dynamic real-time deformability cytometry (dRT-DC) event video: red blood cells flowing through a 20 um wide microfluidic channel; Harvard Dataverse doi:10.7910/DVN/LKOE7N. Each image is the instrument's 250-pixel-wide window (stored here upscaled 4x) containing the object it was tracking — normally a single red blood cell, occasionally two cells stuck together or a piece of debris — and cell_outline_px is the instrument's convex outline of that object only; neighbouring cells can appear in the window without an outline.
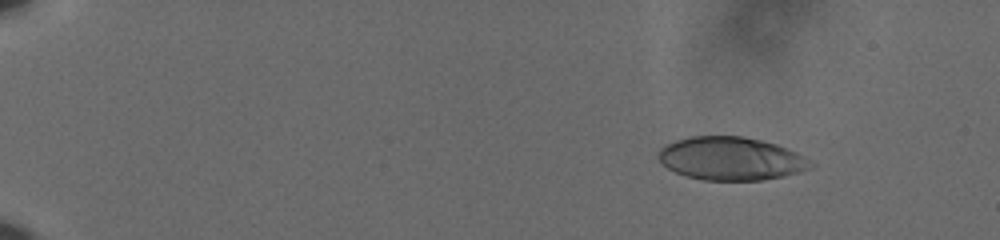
{"species": "human", "species_latin": "Homo sapiens", "temperature_condition": "cold", "stored_images_in_passage": 60, "camera_frame_rate_fps": 3000, "um_per_image_px": 0.085, "donor": {"sex": "male"}, "frame": {"image": 1, "passage_image": 9, "time_ms": 2.667, "image_size_px": [1000, 240], "cell_outline_px": [[816, 164], [800, 172], [784, 176], [760, 180], [704, 180], [684, 176], [660, 164], [656, 156], [656, 152], [660, 148], [676, 140], [692, 136], [744, 136], [776, 144], [796, 152]], "centroid_in_image_um": [62.09, 13.48], "position_along_channel_um": 22.9, "area_um2": 38.44}}
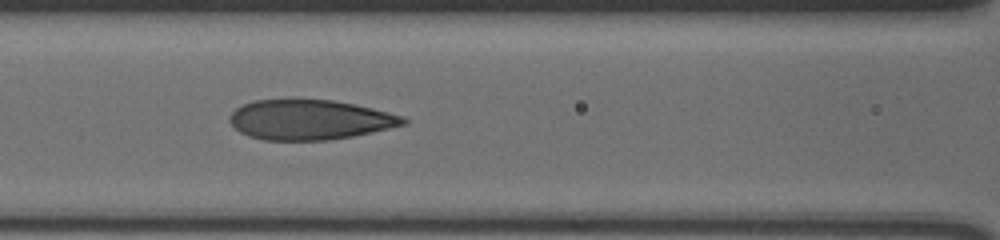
{"frame": {"image": 2, "passage_image": 30, "time_ms": 9.667, "image_size_px": [1000, 240], "cell_outline_px": [[408, 124], [352, 136], [328, 140], [264, 140], [248, 136], [240, 132], [228, 120], [232, 112], [236, 108], [252, 100], [292, 96], [332, 100], [372, 108], [404, 116], [408, 120]], "centroid_in_image_um": [26.29, 10.13], "position_along_channel_um": 140.3, "area_um2": 41.33}}
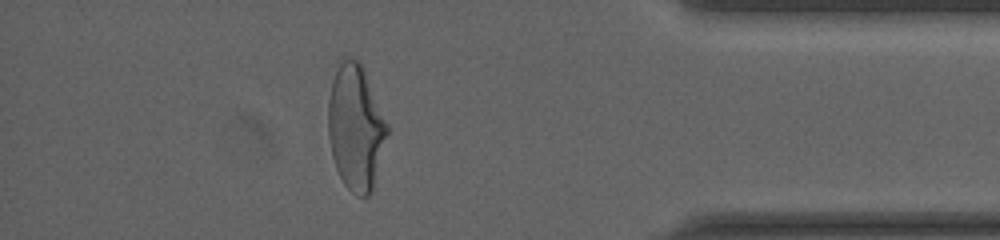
{"frame": {"image": 3, "passage_image": 54, "time_ms": 17.667, "image_size_px": [1000, 240], "cell_outline_px": [[388, 132], [372, 188], [368, 196], [356, 196], [344, 184], [336, 168], [332, 156], [328, 136], [328, 100], [332, 80], [344, 56], [352, 56], [364, 68], [388, 124]], "centroid_in_image_um": [30.22, 10.8], "position_along_channel_um": 405.0, "area_um2": 42.83}, "authors_computed_cell_mechanics": {"area_um2": 40.8935, "velocity_mm_per_s": 3.6306, "shape_relaxation_time_tau1_ms": 7.197, "shape_relaxation_time_tau2_ms": 0.8352, "deformation_change_tau1": 0.2245, "deformation_change_tau2": 0.0821}}